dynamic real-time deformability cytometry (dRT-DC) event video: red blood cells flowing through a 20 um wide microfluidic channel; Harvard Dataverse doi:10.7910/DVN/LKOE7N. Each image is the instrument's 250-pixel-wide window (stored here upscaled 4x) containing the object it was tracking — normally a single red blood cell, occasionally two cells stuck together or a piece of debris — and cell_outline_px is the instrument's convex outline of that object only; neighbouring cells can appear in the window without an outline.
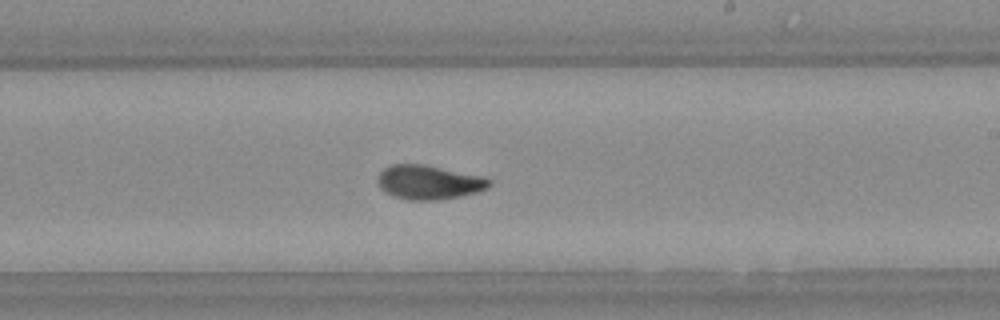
{"species": "Egyptian fruit bat (a non-hibernating species)", "species_latin": "Rousettus aegyptiacus", "temperature_condition": "warm", "stored_images_in_passage": 54, "camera_frame_rate_fps": 3000, "um_per_image_px": 0.085, "animal": {"sex": "female"}, "frame": {"image": 1, "passage_image": 31, "time_ms": 10.0, "image_size_px": [1000, 320], "cell_outline_px": [[492, 184], [488, 188], [476, 192], [460, 196], [440, 200], [408, 200], [392, 196], [380, 188], [376, 180], [380, 172], [384, 168], [392, 164], [420, 164], [480, 176], [492, 180]], "centroid_in_image_um": [36.42, 15.51], "position_along_channel_um": 252.6, "area_um2": 22.08}, "authors_computed_cell_mechanics": {"area_um2": 21.5594, "velocity_mm_per_s": 3.743, "shape_relaxation_time_tau1_ms": 6.2887, "shape_relaxation_time_tau2_ms": 2.3883, "deformation_change_tau1": 0.2022, "deformation_change_tau2": 0.0485}}